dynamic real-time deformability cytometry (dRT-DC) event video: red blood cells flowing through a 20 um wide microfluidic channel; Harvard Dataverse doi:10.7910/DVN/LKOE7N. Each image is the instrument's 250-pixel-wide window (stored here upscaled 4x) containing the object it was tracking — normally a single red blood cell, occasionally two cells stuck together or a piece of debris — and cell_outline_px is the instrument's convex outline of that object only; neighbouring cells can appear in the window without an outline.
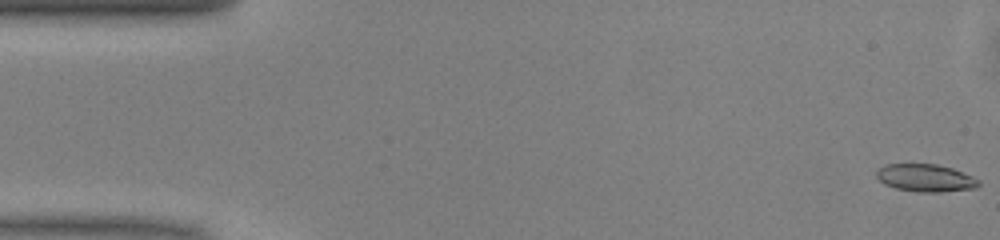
{"species": "common noctule bat (a hibernating species)", "species_latin": "Nyctalus noctula", "temperature_condition": "warm", "stored_images_in_passage": 50, "camera_frame_rate_fps": 3000, "um_per_image_px": 0.085, "animal": {"sex": "male", "body_mass_g": 13.0, "forearm_length_mm": 53.1}, "frame": {"image": 1, "passage_image": 1, "time_ms": 0.0, "image_size_px": [1000, 240], "cell_outline_px": [[980, 184], [976, 188], [940, 192], [916, 192], [896, 188], [884, 184], [876, 176], [876, 168], [884, 164], [936, 164], [952, 168], [972, 176], [980, 180]], "centroid_in_image_um": [78.65, 15.12], "position_along_channel_um": 6.4, "area_um2": 16.53}}
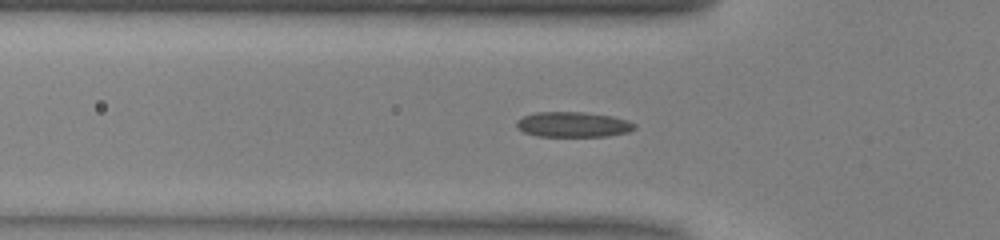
{"frame": {"image": 2, "passage_image": 16, "time_ms": 5.0, "image_size_px": [1000, 240], "cell_outline_px": [[636, 128], [628, 132], [608, 136], [536, 136], [524, 132], [516, 128], [516, 120], [524, 116], [536, 112], [584, 112], [612, 116], [628, 120], [636, 124]], "centroid_in_image_um": [48.71, 10.58], "position_along_channel_um": 77.1, "area_um2": 17.46}}
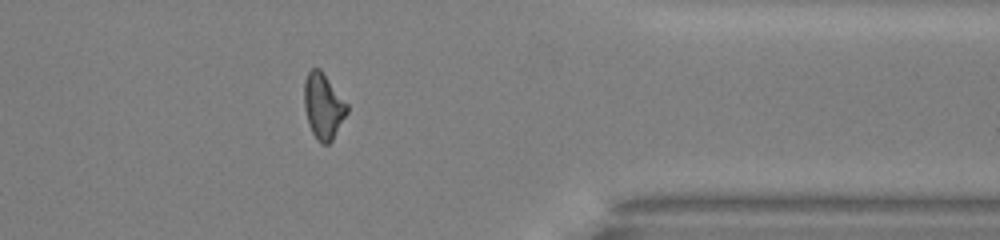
{"frame": {"image": 3, "passage_image": 40, "time_ms": 13.0, "image_size_px": [1000, 240], "cell_outline_px": [[348, 112], [332, 140], [328, 144], [320, 144], [316, 140], [308, 124], [304, 108], [304, 80], [308, 72], [312, 68], [320, 68], [348, 104]], "centroid_in_image_um": [27.47, 9.03], "position_along_channel_um": 383.9, "area_um2": 16.53}, "authors_computed_cell_mechanics": {"area_um2": 16.5308, "velocity_mm_per_s": 4.074, "shape_relaxation_time_tau1_ms": 6.2902, "shape_relaxation_time_tau2_ms": 3.7363, "deformation_change_tau1": 0.1556, "deformation_change_tau2": 0.1123}}